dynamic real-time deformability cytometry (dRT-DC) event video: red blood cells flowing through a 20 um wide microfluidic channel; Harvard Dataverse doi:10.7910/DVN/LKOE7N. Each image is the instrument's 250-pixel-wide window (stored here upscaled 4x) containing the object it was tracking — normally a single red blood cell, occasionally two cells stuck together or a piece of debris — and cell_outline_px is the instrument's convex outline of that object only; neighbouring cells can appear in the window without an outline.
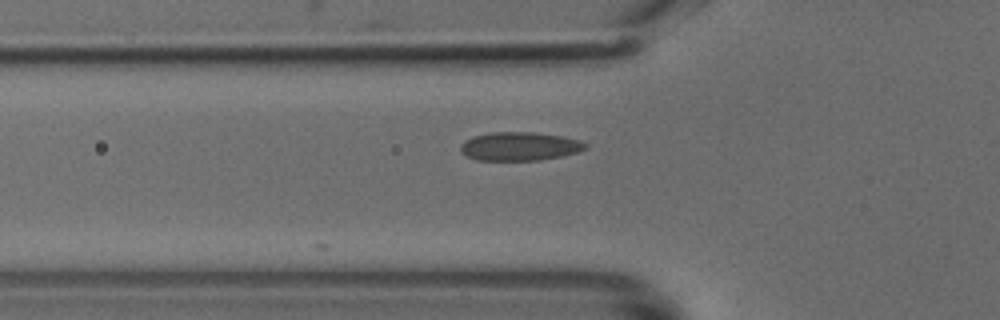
{"species": "common noctule bat (a hibernating species)", "species_latin": "Nyctalus noctula", "temperature_condition": "cold", "stored_images_in_passage": 32, "camera_frame_rate_fps": 3000, "um_per_image_px": 0.085, "animal": {"sex": "male", "body_mass_g": 18.8}, "frame": {"image": 1, "passage_image": 2, "time_ms": 0.333, "image_size_px": [1000, 320], "cell_outline_px": [[588, 148], [576, 152], [560, 156], [540, 160], [476, 160], [460, 152], [460, 144], [464, 140], [472, 136], [492, 132], [532, 132], [560, 136], [580, 140], [588, 144]], "centroid_in_image_um": [44.14, 12.43], "position_along_channel_um": 81.7, "area_um2": 20.81}}
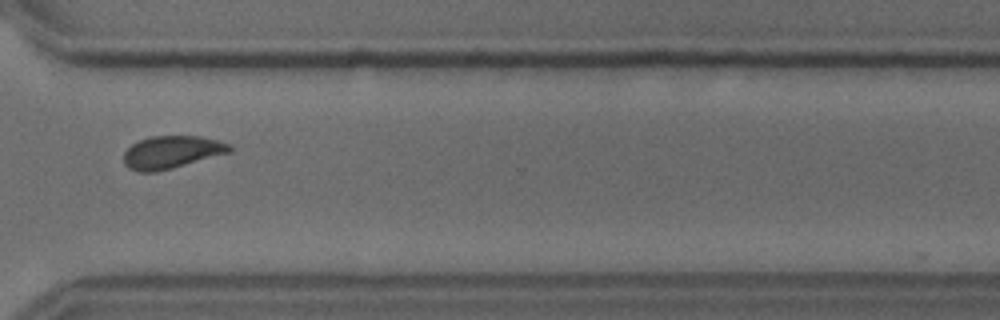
{"frame": {"image": 2, "passage_image": 22, "time_ms": 7.0, "image_size_px": [1000, 320], "cell_outline_px": [[232, 152], [172, 168], [156, 172], [140, 172], [128, 168], [124, 164], [124, 152], [132, 144], [140, 140], [152, 136], [200, 136], [232, 144]], "centroid_in_image_um": [14.61, 12.94], "position_along_channel_um": 356.0, "area_um2": 20.17}}
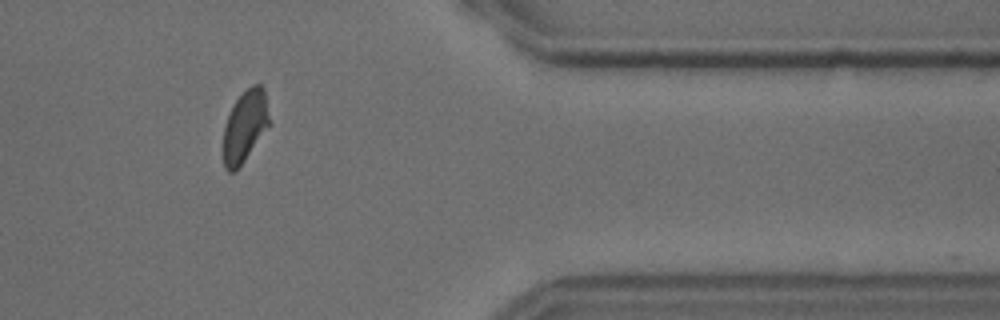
{"frame": {"image": 3, "passage_image": 26, "time_ms": 8.333, "image_size_px": [1000, 320], "cell_outline_px": [[272, 124], [236, 172], [228, 172], [224, 168], [224, 124], [236, 100], [252, 84], [260, 84], [264, 88]], "centroid_in_image_um": [20.87, 10.75], "position_along_channel_um": 390.5, "area_um2": 19.54}}